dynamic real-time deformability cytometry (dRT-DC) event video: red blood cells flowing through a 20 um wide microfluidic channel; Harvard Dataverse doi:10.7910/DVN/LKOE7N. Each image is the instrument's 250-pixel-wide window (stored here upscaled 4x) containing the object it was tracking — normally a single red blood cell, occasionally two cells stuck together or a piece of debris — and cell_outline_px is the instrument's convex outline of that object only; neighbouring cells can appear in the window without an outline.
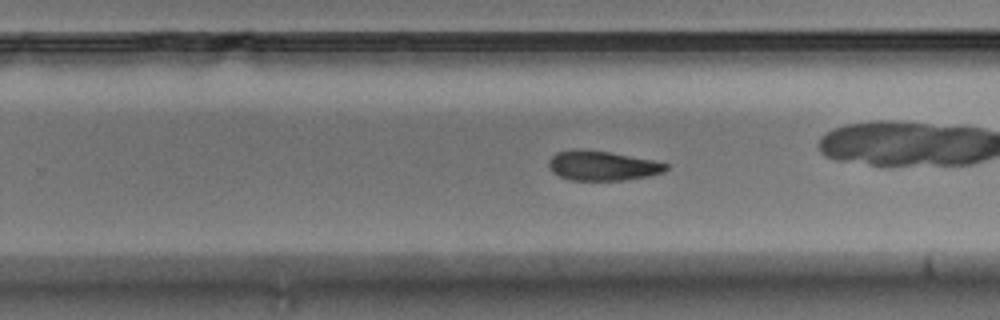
{"species": "Egyptian fruit bat (a non-hibernating species)", "species_latin": "Rousettus aegyptiacus", "temperature_condition": "warm", "stored_images_in_passage": 48, "camera_frame_rate_fps": 3000, "um_per_image_px": 0.085, "animal": {"sex": "male"}, "frame": {"image": 1, "passage_image": 28, "time_ms": 9.0, "image_size_px": [1000, 320], "cell_outline_px": [[668, 168], [664, 172], [648, 176], [624, 180], [568, 180], [552, 172], [548, 164], [548, 160], [556, 152], [608, 152], [652, 160], [668, 164]], "centroid_in_image_um": [51.23, 14.13], "position_along_channel_um": 278.6, "area_um2": 19.48}, "authors_computed_cell_mechanics": {"area_um2": 21.1837, "velocity_mm_per_s": 3.7564, "shape_relaxation_time_tau1_ms": 4.0758, "shape_relaxation_time_tau2_ms": 9.9398, "deformation_change_tau1": 0.1465, "deformation_change_tau2": 0.1848}}